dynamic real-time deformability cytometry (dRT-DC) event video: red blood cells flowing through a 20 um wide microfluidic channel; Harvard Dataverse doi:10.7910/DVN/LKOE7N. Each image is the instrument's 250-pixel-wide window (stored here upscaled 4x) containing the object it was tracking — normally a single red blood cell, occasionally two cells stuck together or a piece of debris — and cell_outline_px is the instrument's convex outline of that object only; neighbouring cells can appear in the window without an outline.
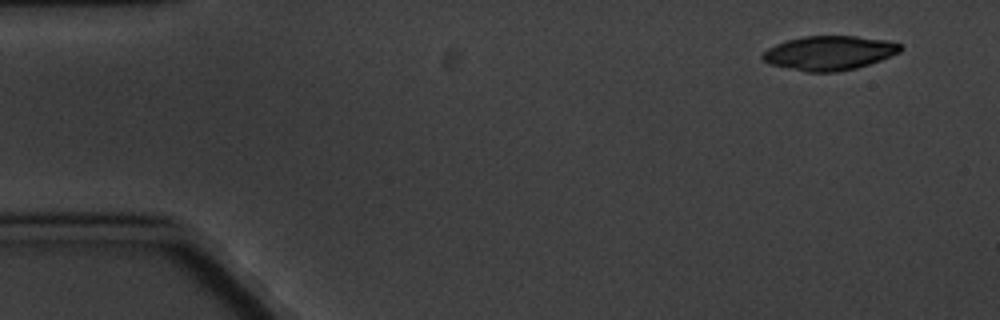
{"species": "common noctule bat (a hibernating species)", "species_latin": "Nyctalus noctula", "temperature_condition": "cold", "stored_images_in_passage": 5, "camera_frame_rate_fps": 3000, "um_per_image_px": 0.085, "animal": {"sex": "male", "body_mass_g": 20.1, "forearm_length_mm": 53.5}, "frame": {"image": 1, "passage_image": 1, "time_ms": 0.0, "image_size_px": [1000, 320], "cell_outline_px": [[904, 48], [900, 52], [880, 60], [856, 68], [836, 72], [804, 72], [768, 64], [760, 56], [768, 48], [776, 44], [788, 40], [804, 36], [856, 36], [888, 40], [900, 44]], "centroid_in_image_um": [70.48, 4.5], "position_along_channel_um": 14.5, "area_um2": 27.57}}